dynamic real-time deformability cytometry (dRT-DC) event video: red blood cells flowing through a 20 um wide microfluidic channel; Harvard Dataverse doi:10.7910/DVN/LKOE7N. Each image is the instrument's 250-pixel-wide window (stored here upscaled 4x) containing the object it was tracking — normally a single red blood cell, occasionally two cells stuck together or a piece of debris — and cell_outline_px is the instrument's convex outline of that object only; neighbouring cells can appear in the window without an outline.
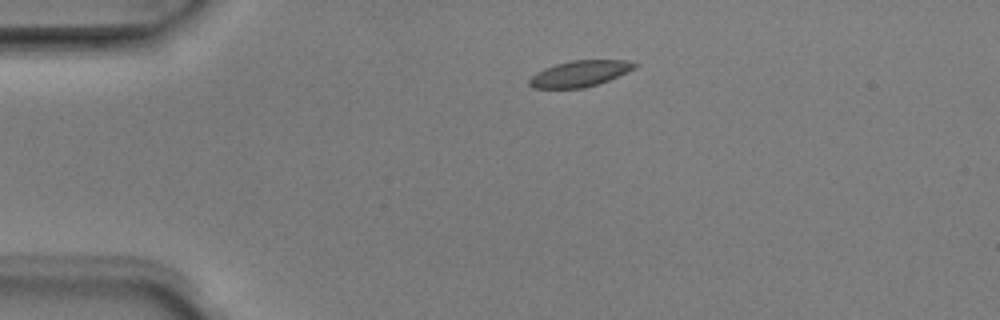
{"species": "Egyptian fruit bat (a non-hibernating species)", "species_latin": "Rousettus aegyptiacus", "temperature_condition": "room temperature", "stored_images_in_passage": 4, "camera_frame_rate_fps": 3000, "um_per_image_px": 0.085, "animal": {"sex": "male"}, "frame": {"image": 1, "passage_image": 2, "time_ms": 0.333, "image_size_px": [1000, 320], "cell_outline_px": [[640, 64], [636, 68], [608, 80], [584, 88], [532, 88], [528, 84], [528, 80], [536, 72], [544, 68], [556, 64], [572, 60], [628, 60]], "centroid_in_image_um": [49.28, 6.25], "position_along_channel_um": 35.7, "area_um2": 16.01}}
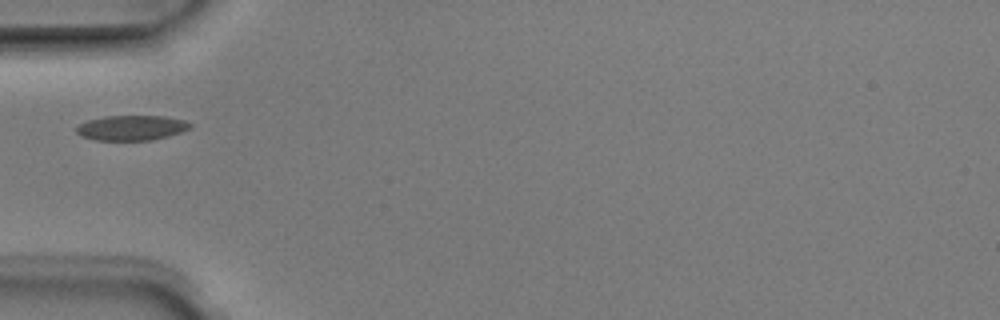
{"frame": {"image": 2, "passage_image": 4, "time_ms": 1.0, "image_size_px": [1000, 320], "cell_outline_px": [[192, 128], [168, 136], [152, 140], [96, 140], [80, 136], [76, 132], [76, 124], [88, 120], [104, 116], [164, 116], [184, 120], [192, 124]], "centroid_in_image_um": [11.15, 10.86], "position_along_channel_um": 73.8, "area_um2": 16.7}}